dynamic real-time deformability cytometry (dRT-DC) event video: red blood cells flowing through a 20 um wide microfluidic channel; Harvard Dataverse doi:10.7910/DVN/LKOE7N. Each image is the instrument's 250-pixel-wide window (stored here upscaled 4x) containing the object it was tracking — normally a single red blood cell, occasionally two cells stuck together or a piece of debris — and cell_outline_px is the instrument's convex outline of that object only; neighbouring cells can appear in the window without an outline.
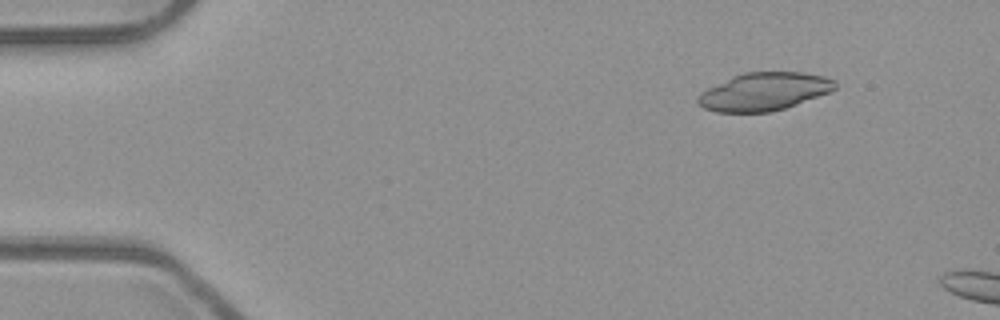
{"species": "common noctule bat (a hibernating species)", "species_latin": "Nyctalus noctula", "temperature_condition": "room temperature", "stored_images_in_passage": 13, "camera_frame_rate_fps": 3000, "um_per_image_px": 0.085, "animal": {"sex": "male", "body_mass_g": 23.1, "forearm_length_mm": 52.7}, "frame": {"image": 1, "passage_image": 6, "time_ms": 1.667, "image_size_px": [1000, 320], "cell_outline_px": [[836, 88], [832, 92], [772, 112], [716, 112], [704, 108], [696, 100], [696, 96], [700, 92], [732, 76], [744, 72], [804, 72], [824, 76], [836, 80]], "centroid_in_image_um": [64.96, 7.78], "position_along_channel_um": 20.0, "area_um2": 30.46}}